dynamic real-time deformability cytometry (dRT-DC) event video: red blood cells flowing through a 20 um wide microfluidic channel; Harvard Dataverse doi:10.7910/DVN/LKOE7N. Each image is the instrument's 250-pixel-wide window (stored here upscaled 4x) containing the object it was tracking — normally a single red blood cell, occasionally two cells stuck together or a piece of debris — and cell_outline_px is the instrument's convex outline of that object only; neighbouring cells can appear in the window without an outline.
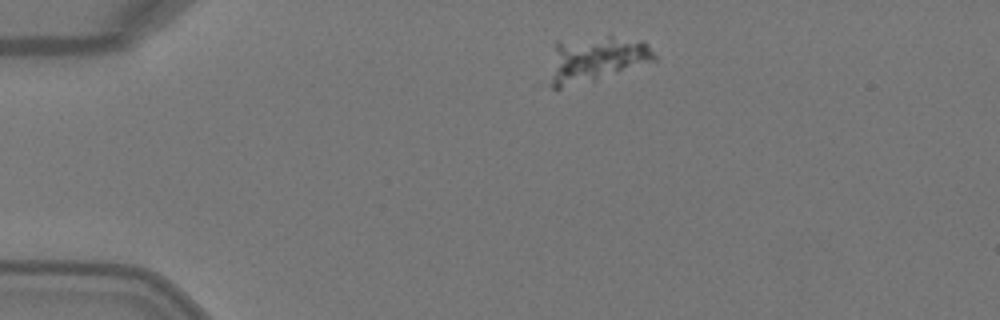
{"species": "Egyptian fruit bat (a non-hibernating species)", "species_latin": "Rousettus aegyptiacus", "temperature_condition": "warm", "stored_images_in_passage": 2, "camera_frame_rate_fps": 3000, "um_per_image_px": 0.085, "animal": {"sex": "female"}, "frame": {"image": 1, "passage_image": 1, "time_ms": 0.0, "image_size_px": [1000, 320], "cell_outline_px": [[656, 60], [596, 80], [560, 88], [552, 88], [548, 84], [556, 40], [608, 36], [612, 36], [644, 40], [648, 44], [656, 56]], "centroid_in_image_um": [50.64, 5.0], "position_along_channel_um": 34.4, "area_um2": 27.98}}